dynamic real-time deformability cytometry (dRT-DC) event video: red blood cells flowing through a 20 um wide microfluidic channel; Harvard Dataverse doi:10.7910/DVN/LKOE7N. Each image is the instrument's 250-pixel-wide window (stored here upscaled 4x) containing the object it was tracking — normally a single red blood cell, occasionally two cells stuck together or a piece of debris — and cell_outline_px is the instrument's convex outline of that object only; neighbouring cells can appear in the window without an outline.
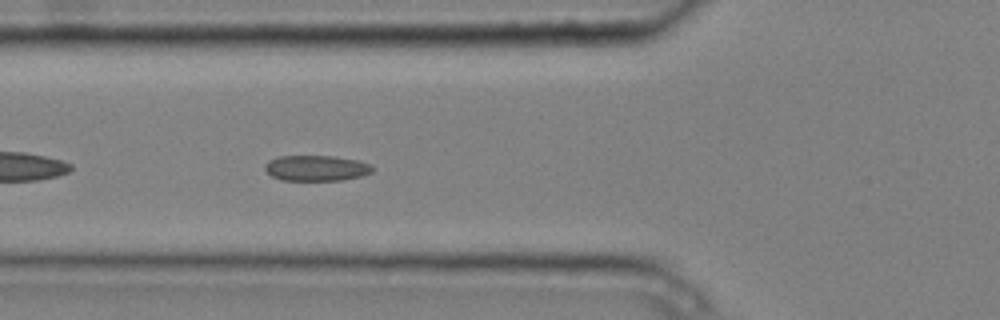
{"species": "common noctule bat (a hibernating species)", "species_latin": "Nyctalus noctula", "temperature_condition": "cold", "stored_images_in_passage": 3, "camera_frame_rate_fps": 3000, "um_per_image_px": 0.085, "animal": {"sex": "male", "body_mass_g": 20.4}, "frame": {"image": 1, "passage_image": 3, "time_ms": 0.667, "image_size_px": [1000, 320], "cell_outline_px": [[372, 172], [360, 176], [340, 180], [280, 180], [272, 176], [264, 168], [264, 164], [268, 160], [280, 156], [332, 156], [356, 160], [372, 164]], "centroid_in_image_um": [26.85, 14.28], "position_along_channel_um": 98.9, "area_um2": 15.95}}